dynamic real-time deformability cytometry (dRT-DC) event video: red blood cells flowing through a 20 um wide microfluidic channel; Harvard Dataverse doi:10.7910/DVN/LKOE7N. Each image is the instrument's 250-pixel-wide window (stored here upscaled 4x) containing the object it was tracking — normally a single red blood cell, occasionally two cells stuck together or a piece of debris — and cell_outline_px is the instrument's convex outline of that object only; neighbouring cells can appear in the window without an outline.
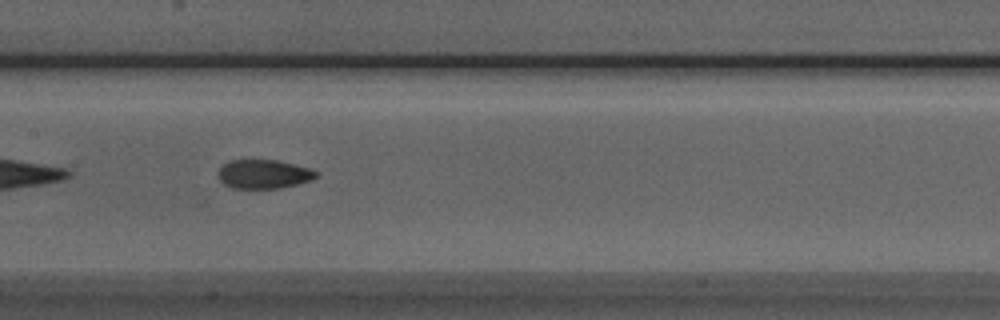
{"species": "Egyptian fruit bat (a non-hibernating species)", "species_latin": "Rousettus aegyptiacus", "temperature_condition": "room temperature", "stored_images_in_passage": 8, "camera_frame_rate_fps": 3000, "um_per_image_px": 0.085, "animal": {"sex": "male"}, "frame": {"image": 1, "passage_image": 6, "time_ms": 5.667, "image_size_px": [1000, 320], "cell_outline_px": [[316, 176], [312, 180], [280, 188], [232, 188], [224, 184], [216, 176], [216, 172], [228, 160], [276, 160], [308, 168], [316, 172]], "centroid_in_image_um": [22.34, 14.8], "position_along_channel_um": 185.1, "area_um2": 16.42}}
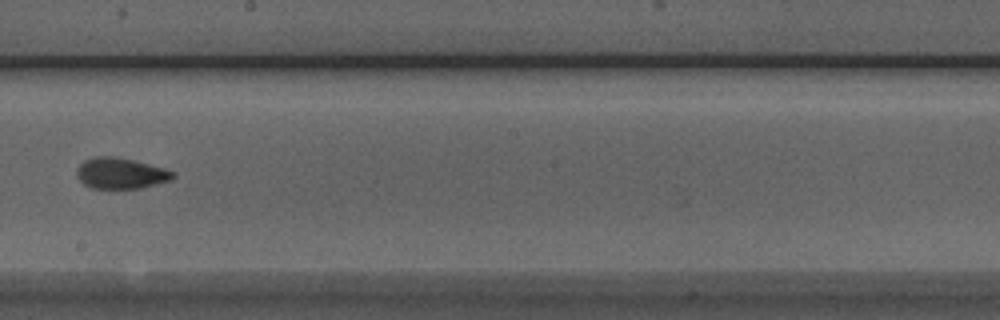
{"frame": {"image": 2, "passage_image": 7, "time_ms": 7.0, "image_size_px": [1000, 320], "cell_outline_px": [[176, 176], [168, 180], [156, 184], [140, 188], [92, 188], [84, 184], [76, 176], [76, 168], [84, 160], [96, 156], [112, 156], [132, 160], [164, 168], [172, 172]], "centroid_in_image_um": [10.2, 14.72], "position_along_channel_um": 238.0, "area_um2": 17.11}}
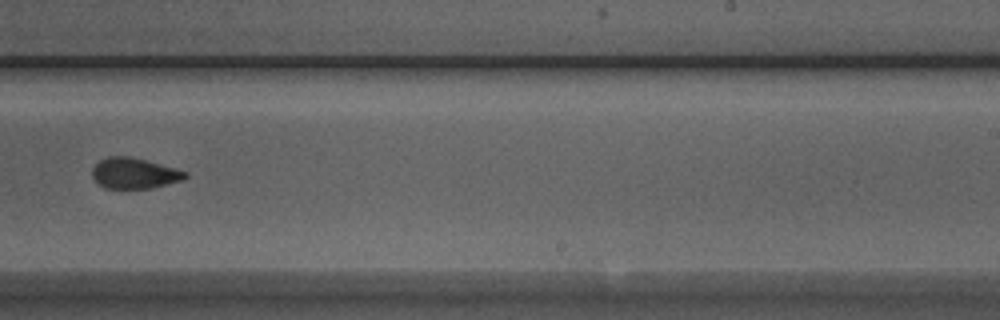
{"frame": {"image": 3, "passage_image": 8, "time_ms": 8.0, "image_size_px": [1000, 320], "cell_outline_px": [[188, 176], [184, 180], [152, 188], [104, 188], [92, 176], [92, 168], [100, 160], [108, 156], [128, 156], [176, 168], [188, 172]], "centroid_in_image_um": [11.44, 14.73], "position_along_channel_um": 277.6, "area_um2": 16.59}}